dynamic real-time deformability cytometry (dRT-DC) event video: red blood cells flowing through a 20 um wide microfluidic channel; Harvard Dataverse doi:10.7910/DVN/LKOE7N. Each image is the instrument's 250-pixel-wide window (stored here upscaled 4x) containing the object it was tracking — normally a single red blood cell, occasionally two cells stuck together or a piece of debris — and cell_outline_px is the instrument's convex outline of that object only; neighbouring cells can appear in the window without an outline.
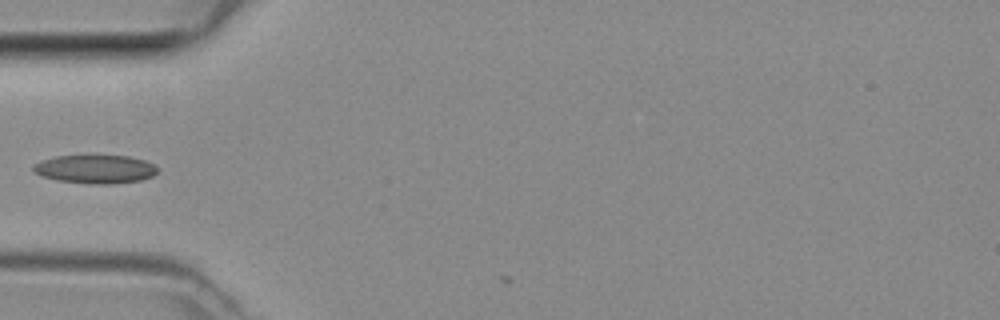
{"species": "common noctule bat (a hibernating species)", "species_latin": "Nyctalus noctula", "temperature_condition": "room temperature", "stored_images_in_passage": 2, "camera_frame_rate_fps": 3000, "um_per_image_px": 0.085, "animal": {"sex": "female", "body_mass_g": 29.2, "forearm_length_mm": 56.3}, "frame": {"image": 1, "passage_image": 1, "time_ms": 0.0, "image_size_px": [1000, 320], "cell_outline_px": [[156, 172], [152, 176], [140, 180], [112, 184], [92, 184], [56, 180], [44, 176], [36, 172], [32, 168], [32, 164], [56, 156], [128, 156], [144, 160], [152, 164], [156, 168]], "centroid_in_image_um": [8.09, 14.38], "position_along_channel_um": 76.9, "area_um2": 20.29}}